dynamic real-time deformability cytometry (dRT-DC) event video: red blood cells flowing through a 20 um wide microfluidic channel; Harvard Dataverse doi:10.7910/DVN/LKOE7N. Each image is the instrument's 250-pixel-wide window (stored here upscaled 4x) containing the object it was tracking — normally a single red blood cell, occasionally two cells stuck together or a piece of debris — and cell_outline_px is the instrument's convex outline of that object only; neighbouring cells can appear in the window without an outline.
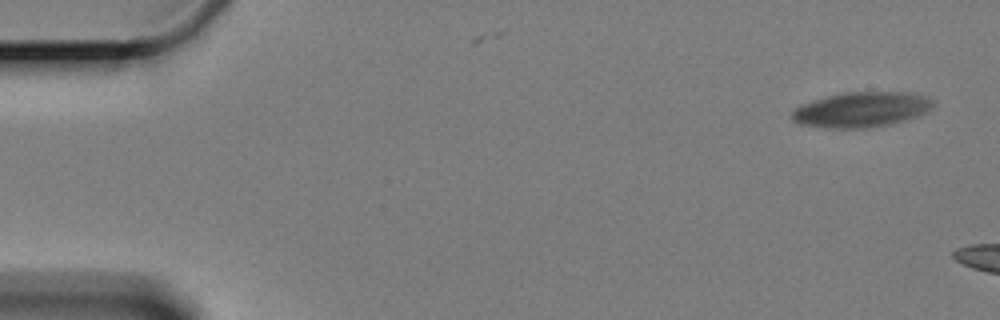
{"species": "Egyptian fruit bat (a non-hibernating species)", "species_latin": "Rousettus aegyptiacus", "temperature_condition": "cold", "stored_images_in_passage": 2, "camera_frame_rate_fps": 3000, "um_per_image_px": 0.085, "animal": {"sex": "female"}, "frame": {"image": 1, "passage_image": 1, "time_ms": 0.0, "image_size_px": [1000, 320], "cell_outline_px": [[932, 108], [924, 112], [900, 120], [884, 124], [864, 128], [824, 128], [800, 124], [792, 120], [792, 108], [800, 104], [812, 100], [844, 92], [908, 92], [928, 96], [932, 100]], "centroid_in_image_um": [73.12, 9.3], "position_along_channel_um": 11.9, "area_um2": 28.55}}